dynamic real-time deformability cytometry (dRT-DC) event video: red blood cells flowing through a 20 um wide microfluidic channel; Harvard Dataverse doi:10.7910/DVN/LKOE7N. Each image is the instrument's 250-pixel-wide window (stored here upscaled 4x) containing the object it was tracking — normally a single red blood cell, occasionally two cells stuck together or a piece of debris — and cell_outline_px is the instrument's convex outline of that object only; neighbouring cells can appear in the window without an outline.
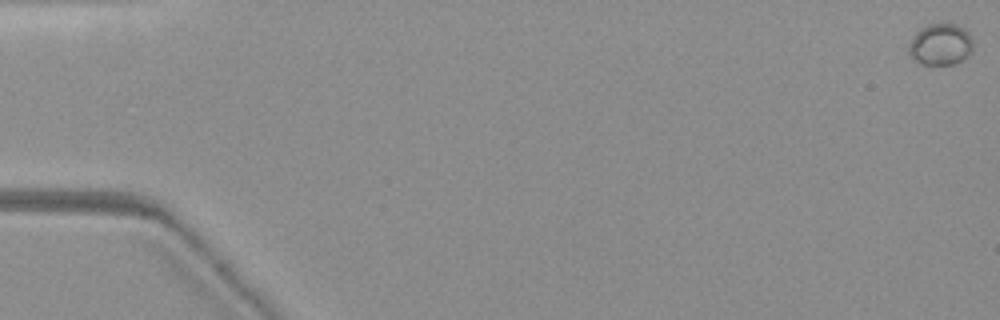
{"species": "common noctule bat (a hibernating species)", "species_latin": "Nyctalus noctula", "temperature_condition": "warm", "stored_images_in_passage": 74, "camera_frame_rate_fps": 3000, "um_per_image_px": 0.085, "animal": {"sex": "female", "body_mass_g": 19.3, "forearm_length_mm": 54.1}, "frame": {"image": 1, "passage_image": 1, "time_ms": 0.0, "image_size_px": [1000, 320], "cell_outline_px": [[972, 48], [960, 60], [952, 64], [924, 64], [912, 60], [908, 52], [908, 44], [916, 32], [920, 28], [928, 24], [944, 20], [956, 24], [964, 28], [968, 32], [972, 40]], "centroid_in_image_um": [79.89, 3.71], "position_along_channel_um": 5.1, "area_um2": 15.78}}
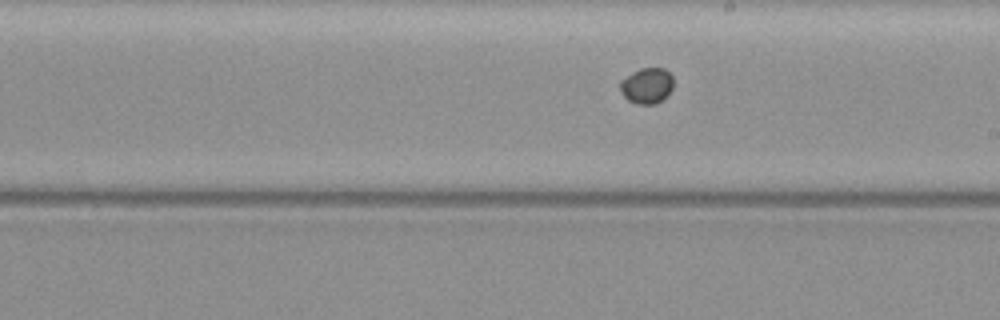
{"frame": {"image": 2, "passage_image": 43, "time_ms": 14.0, "image_size_px": [1000, 320], "cell_outline_px": [[672, 88], [668, 96], [656, 104], [640, 104], [628, 100], [624, 96], [620, 88], [620, 80], [632, 72], [640, 68], [664, 68], [672, 76]], "centroid_in_image_um": [54.99, 7.28], "position_along_channel_um": 234.0, "area_um2": 11.1}}
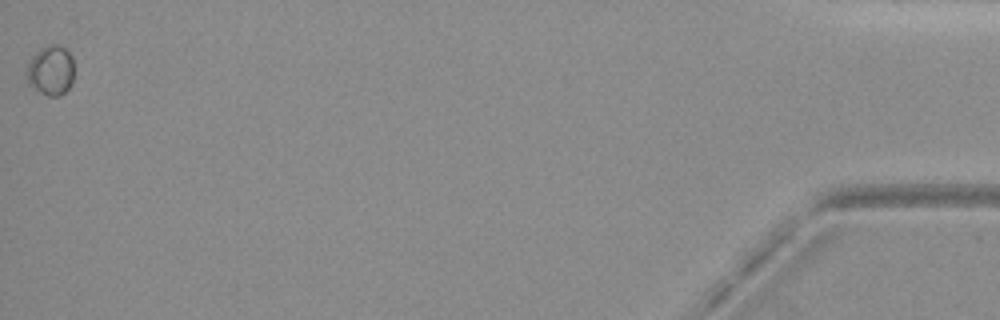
{"frame": {"image": 3, "passage_image": 74, "time_ms": 24.333, "image_size_px": [1000, 320], "cell_outline_px": [[72, 84], [60, 96], [48, 96], [32, 88], [28, 84], [28, 60], [40, 48], [52, 44], [56, 44], [64, 48], [72, 56]], "centroid_in_image_um": [4.3, 5.99], "position_along_channel_um": 430.9, "area_um2": 13.64}}